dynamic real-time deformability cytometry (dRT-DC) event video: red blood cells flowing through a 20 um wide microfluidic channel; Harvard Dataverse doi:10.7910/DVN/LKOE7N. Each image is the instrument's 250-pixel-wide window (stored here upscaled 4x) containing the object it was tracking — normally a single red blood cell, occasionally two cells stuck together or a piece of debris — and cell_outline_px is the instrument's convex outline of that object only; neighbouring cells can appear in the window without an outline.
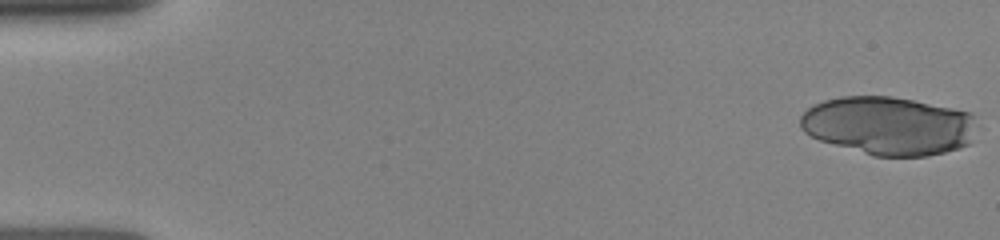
{"species": "human", "species_latin": "Homo sapiens", "temperature_condition": "room temperature", "stored_images_in_passage": 49, "camera_frame_rate_fps": 3000, "um_per_image_px": 0.085, "donor": {"sex": "female"}, "frame": {"image": 1, "passage_image": 1, "time_ms": 0.0, "image_size_px": [1000, 240], "cell_outline_px": [[972, 120], [968, 144], [960, 148], [928, 156], [872, 156], [820, 140], [804, 132], [800, 128], [800, 116], [808, 108], [824, 100], [840, 96], [892, 96], [972, 112]], "centroid_in_image_um": [75.45, 10.68], "position_along_channel_um": 9.5, "area_um2": 59.59}}
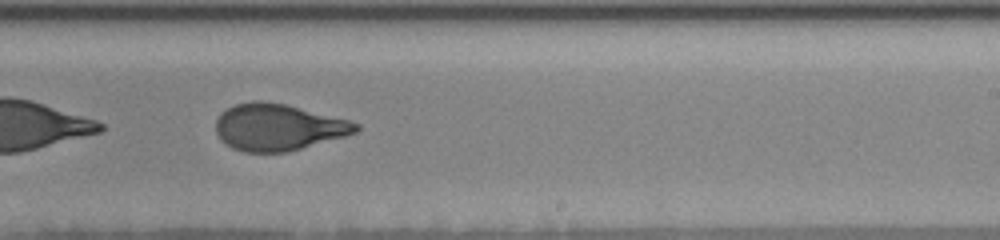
{"frame": {"image": 2, "passage_image": 31, "time_ms": 10.0, "image_size_px": [1000, 240], "cell_outline_px": [[360, 128], [356, 132], [344, 136], [300, 148], [284, 152], [244, 152], [232, 148], [224, 144], [220, 140], [216, 132], [216, 120], [228, 108], [236, 104], [252, 100], [264, 100], [284, 104], [348, 120], [360, 124]], "centroid_in_image_um": [23.6, 10.81], "position_along_channel_um": 265.4, "area_um2": 37.69}}
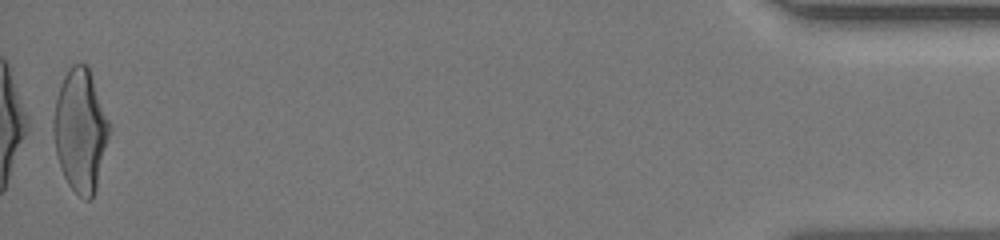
{"frame": {"image": 3, "passage_image": 49, "time_ms": 16.0, "image_size_px": [1000, 240], "cell_outline_px": [[112, 128], [96, 188], [92, 196], [88, 200], [84, 200], [68, 184], [60, 168], [56, 152], [52, 132], [52, 120], [56, 100], [60, 84], [68, 68], [72, 64], [88, 64], [112, 124]], "centroid_in_image_um": [6.86, 11.04], "position_along_channel_um": 428.3, "area_um2": 40.58}}